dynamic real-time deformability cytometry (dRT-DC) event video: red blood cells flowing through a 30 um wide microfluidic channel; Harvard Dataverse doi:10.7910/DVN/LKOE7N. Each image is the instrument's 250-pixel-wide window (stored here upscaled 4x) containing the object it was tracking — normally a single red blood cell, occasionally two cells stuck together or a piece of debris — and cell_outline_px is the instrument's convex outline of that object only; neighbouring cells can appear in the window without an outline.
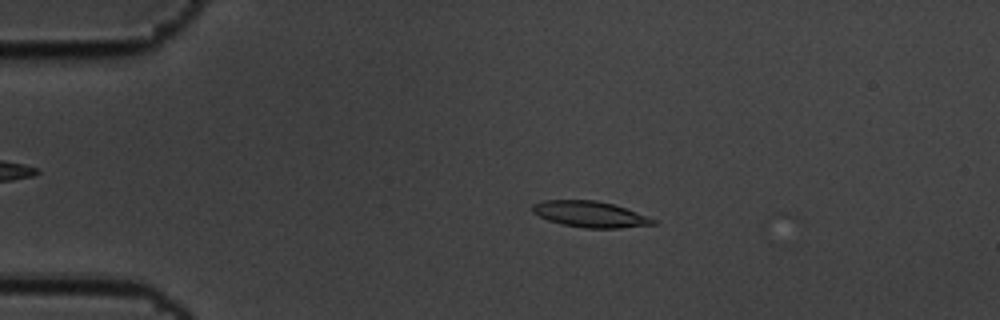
{"species": "common noctule bat (a hibernating species)", "species_latin": "Nyctalus noctula", "temperature_condition": "cold", "stored_images_in_passage": 50, "camera_frame_rate_fps": 3000, "um_per_image_px": 0.085, "animal": {"sex": "male", "body_mass_g": 19.5, "forearm_length_mm": 54.6}, "frame": {"image": 1, "passage_image": 4, "time_ms": 1.0, "image_size_px": [1000, 320], "cell_outline_px": [[656, 224], [620, 228], [584, 228], [564, 224], [548, 220], [532, 212], [532, 204], [544, 200], [596, 200], [612, 204], [648, 216], [656, 220]], "centroid_in_image_um": [50.15, 18.21], "position_along_channel_um": 34.8, "area_um2": 18.15}}
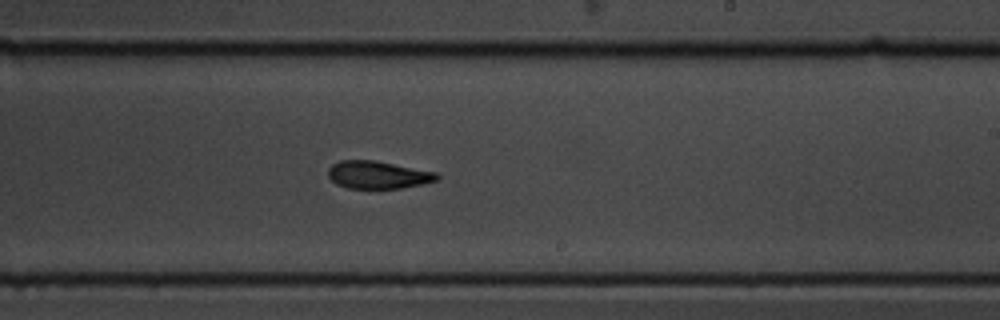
{"frame": {"image": 2, "passage_image": 27, "time_ms": 8.667, "image_size_px": [1000, 320], "cell_outline_px": [[440, 176], [436, 180], [424, 184], [400, 188], [348, 188], [336, 184], [328, 176], [328, 168], [332, 164], [340, 160], [376, 160], [436, 172]], "centroid_in_image_um": [32.11, 14.85], "position_along_channel_um": 256.9, "area_um2": 17.57}}
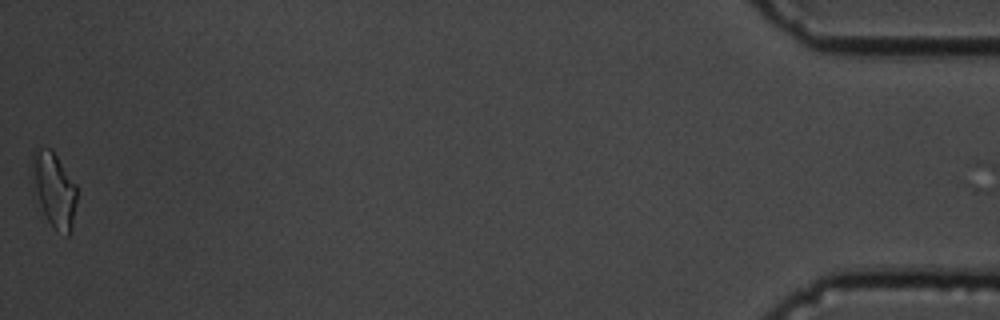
{"frame": {"image": 3, "passage_image": 50, "time_ms": 16.333, "image_size_px": [1000, 320], "cell_outline_px": [[76, 200], [72, 228], [68, 236], [56, 232], [48, 220], [40, 204], [36, 188], [32, 164], [32, 152], [36, 148], [52, 148], [76, 184]], "centroid_in_image_um": [4.64, 16.11], "position_along_channel_um": 430.6, "area_um2": 19.02}, "authors_computed_cell_mechanics": {"area_um2": 18.2359, "velocity_mm_per_s": 3.4599, "shape_relaxation_time_tau1_ms": 2.855, "shape_relaxation_time_tau2_ms": 8.7609, "deformation_change_tau1": 0.1119, "deformation_change_tau2": 0.1792}}